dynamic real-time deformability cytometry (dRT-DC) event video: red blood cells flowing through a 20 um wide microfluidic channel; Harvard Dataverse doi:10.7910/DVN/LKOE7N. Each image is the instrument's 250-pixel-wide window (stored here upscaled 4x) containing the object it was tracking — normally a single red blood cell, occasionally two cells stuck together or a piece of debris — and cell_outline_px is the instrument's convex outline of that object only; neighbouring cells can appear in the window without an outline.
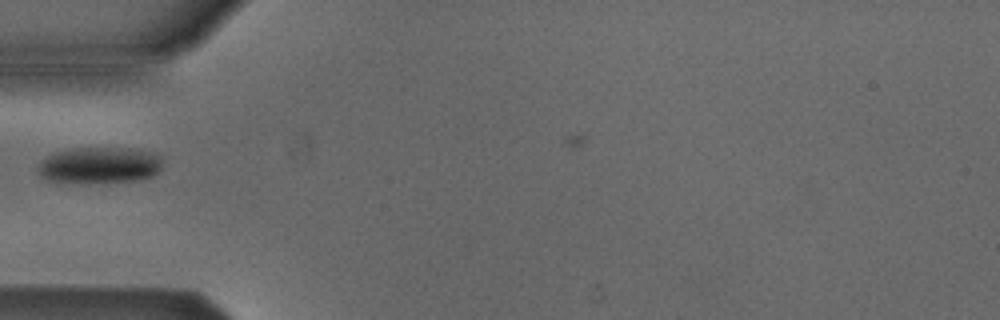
{"species": "Egyptian fruit bat (a non-hibernating species)", "species_latin": "Rousettus aegyptiacus", "temperature_condition": "cold", "stored_images_in_passage": 7, "camera_frame_rate_fps": 3000, "um_per_image_px": 0.085, "animal": {"sex": "male"}, "frame": {"image": 1, "passage_image": 6, "time_ms": 6.667, "image_size_px": [1000, 320], "cell_outline_px": [[160, 168], [152, 176], [140, 180], [88, 184], [80, 184], [48, 180], [40, 176], [36, 168], [40, 160], [52, 152], [68, 148], [136, 148], [160, 156]], "centroid_in_image_um": [8.36, 14.06], "position_along_channel_um": 76.6, "area_um2": 27.05}}